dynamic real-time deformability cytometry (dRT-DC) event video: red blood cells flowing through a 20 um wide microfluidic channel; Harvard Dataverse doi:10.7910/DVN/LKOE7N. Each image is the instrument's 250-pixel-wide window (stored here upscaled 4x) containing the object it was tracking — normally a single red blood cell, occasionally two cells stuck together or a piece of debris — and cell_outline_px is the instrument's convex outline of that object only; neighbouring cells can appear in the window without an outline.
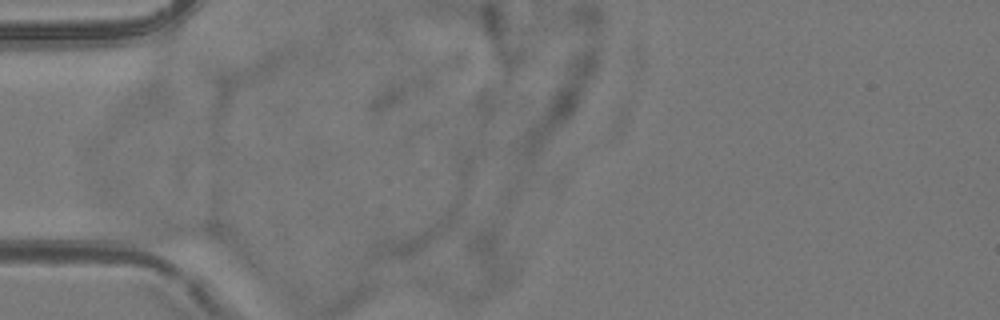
{"species": "common noctule bat (a hibernating species)", "species_latin": "Nyctalus noctula", "temperature_condition": "room temperature", "stored_images_in_passage": 2, "camera_frame_rate_fps": 3000, "um_per_image_px": 0.085, "animal": {"sex": "female", "body_mass_g": 24.6, "forearm_length_mm": 56.2}, "frame": {"image": 1, "passage_image": 1, "time_ms": 0.0, "image_size_px": [1000, 320], "cell_outline_px": [[224, 240], [168, 244], [108, 232], [104, 228], [100, 212], [100, 204], [216, 220], [220, 228]], "centroid_in_image_um": [13.51, 19.19], "position_along_channel_um": 71.5, "area_um2": 23.18}}